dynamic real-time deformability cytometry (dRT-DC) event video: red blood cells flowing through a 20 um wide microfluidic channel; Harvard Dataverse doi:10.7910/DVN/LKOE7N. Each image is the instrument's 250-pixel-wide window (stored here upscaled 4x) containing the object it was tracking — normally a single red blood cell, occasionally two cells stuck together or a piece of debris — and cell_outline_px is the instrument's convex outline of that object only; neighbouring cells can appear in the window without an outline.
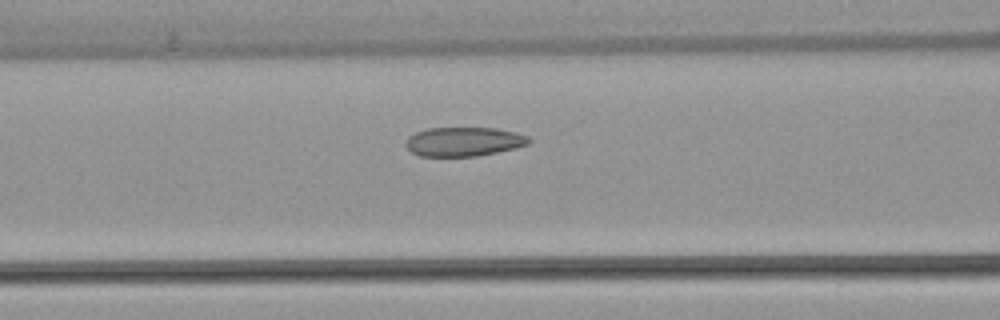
{"species": "common noctule bat (a hibernating species)", "species_latin": "Nyctalus noctula", "temperature_condition": "warm", "stored_images_in_passage": 15, "camera_frame_rate_fps": 3000, "um_per_image_px": 0.085, "animal": {"sex": "female", "body_mass_g": 22.7, "forearm_length_mm": 54.2}, "frame": {"image": 1, "passage_image": 15, "time_ms": 4.667, "image_size_px": [1000, 320], "cell_outline_px": [[532, 140], [528, 144], [516, 148], [476, 156], [420, 156], [412, 152], [404, 144], [404, 140], [408, 136], [416, 132], [428, 128], [496, 128], [516, 132], [528, 136]], "centroid_in_image_um": [39.41, 12.03], "position_along_channel_um": 127.2, "area_um2": 20.98}}